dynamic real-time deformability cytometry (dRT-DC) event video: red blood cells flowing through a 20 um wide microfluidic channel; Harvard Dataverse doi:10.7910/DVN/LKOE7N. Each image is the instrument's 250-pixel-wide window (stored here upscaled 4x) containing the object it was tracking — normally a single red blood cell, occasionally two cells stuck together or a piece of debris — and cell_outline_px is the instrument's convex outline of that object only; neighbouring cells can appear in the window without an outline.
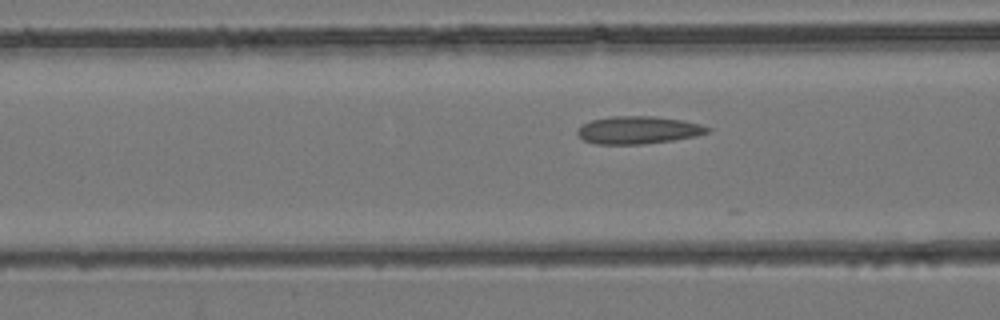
{"species": "common noctule bat (a hibernating species)", "species_latin": "Nyctalus noctula", "temperature_condition": "room temperature", "stored_images_in_passage": 4, "camera_frame_rate_fps": 3000, "um_per_image_px": 0.085, "animal": {"sex": "female", "body_mass_g": 24.6, "forearm_length_mm": 56.2}, "frame": {"image": 1, "passage_image": 3, "time_ms": 0.667, "image_size_px": [1000, 320], "cell_outline_px": [[712, 128], [708, 132], [696, 136], [672, 140], [644, 144], [596, 144], [584, 140], [576, 132], [576, 128], [592, 120], [612, 116], [652, 116], [684, 120], [700, 124]], "centroid_in_image_um": [54.25, 11.05], "position_along_channel_um": 112.3, "area_um2": 20.92}}
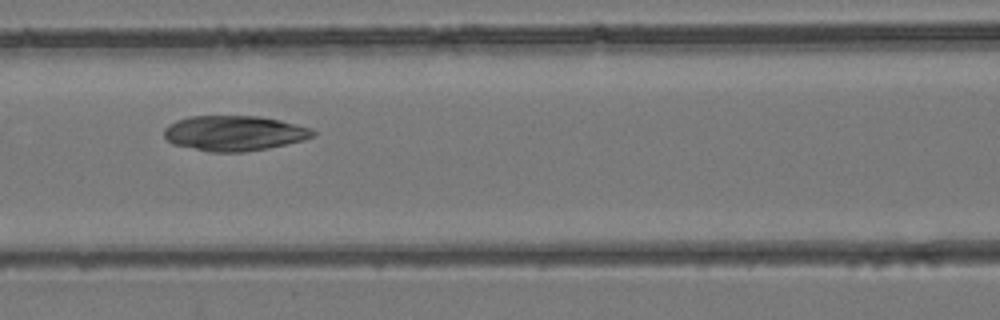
{"frame": {"image": 2, "passage_image": 4, "time_ms": 1.0, "image_size_px": [1000, 320], "cell_outline_px": [[316, 132], [312, 136], [304, 140], [268, 148], [244, 152], [208, 152], [172, 144], [164, 136], [164, 128], [168, 124], [176, 120], [188, 116], [260, 116], [280, 120], [312, 128]], "centroid_in_image_um": [19.88, 11.32], "position_along_channel_um": 146.7, "area_um2": 30.69}}